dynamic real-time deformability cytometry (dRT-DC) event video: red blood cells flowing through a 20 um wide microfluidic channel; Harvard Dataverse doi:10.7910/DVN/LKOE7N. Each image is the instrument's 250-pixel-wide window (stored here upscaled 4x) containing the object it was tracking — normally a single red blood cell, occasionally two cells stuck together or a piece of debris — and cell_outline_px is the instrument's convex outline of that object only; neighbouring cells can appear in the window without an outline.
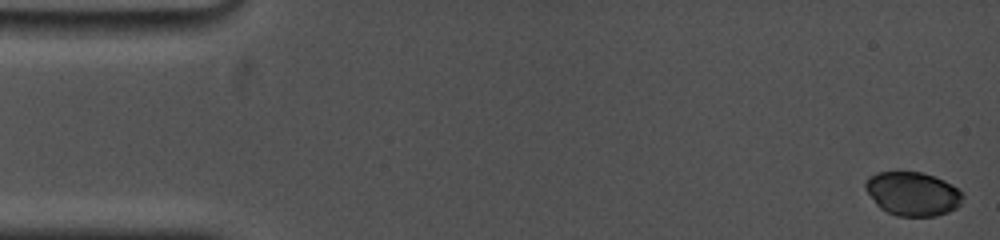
{"species": "common noctule bat (a hibernating species)", "species_latin": "Nyctalus noctula", "temperature_condition": "cold", "stored_images_in_passage": 26, "camera_frame_rate_fps": 5000, "um_per_image_px": 0.085, "animal": {"sex": "female", "body_mass_g": 19.0, "forearm_length_mm": 53.3}, "frame": {"image": 1, "passage_image": 1, "time_ms": 0.0, "image_size_px": [1000, 240], "cell_outline_px": [[964, 196], [960, 204], [956, 208], [948, 212], [936, 216], [896, 216], [880, 208], [876, 204], [864, 188], [864, 184], [868, 176], [876, 172], [920, 172], [936, 176], [952, 184]], "centroid_in_image_um": [77.56, 16.46], "position_along_channel_um": 7.4, "area_um2": 24.97}}
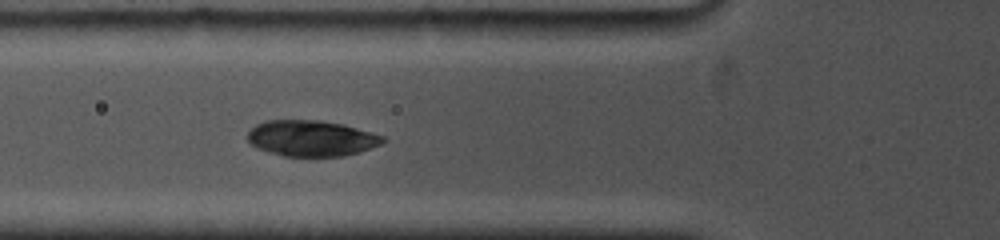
{"frame": {"image": 2, "passage_image": 15, "time_ms": 6.0, "image_size_px": [1000, 240], "cell_outline_px": [[388, 140], [380, 144], [360, 152], [344, 156], [284, 156], [268, 152], [252, 144], [248, 140], [248, 132], [256, 124], [264, 120], [320, 120], [344, 124], [384, 136]], "centroid_in_image_um": [26.49, 11.75], "position_along_channel_um": 99.3, "area_um2": 28.32}}
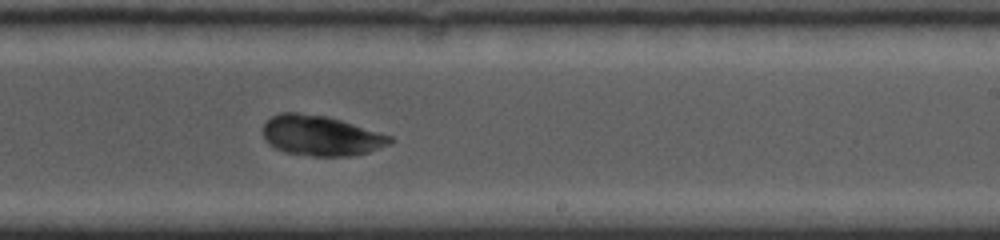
{"frame": {"image": 3, "passage_image": 26, "time_ms": 10.4, "image_size_px": [1000, 240], "cell_outline_px": [[396, 140], [388, 144], [368, 152], [356, 156], [312, 156], [284, 152], [268, 144], [264, 140], [260, 128], [272, 116], [280, 112], [296, 112], [328, 116], [392, 136]], "centroid_in_image_um": [27.24, 11.53], "position_along_channel_um": 261.8, "area_um2": 30.06}}